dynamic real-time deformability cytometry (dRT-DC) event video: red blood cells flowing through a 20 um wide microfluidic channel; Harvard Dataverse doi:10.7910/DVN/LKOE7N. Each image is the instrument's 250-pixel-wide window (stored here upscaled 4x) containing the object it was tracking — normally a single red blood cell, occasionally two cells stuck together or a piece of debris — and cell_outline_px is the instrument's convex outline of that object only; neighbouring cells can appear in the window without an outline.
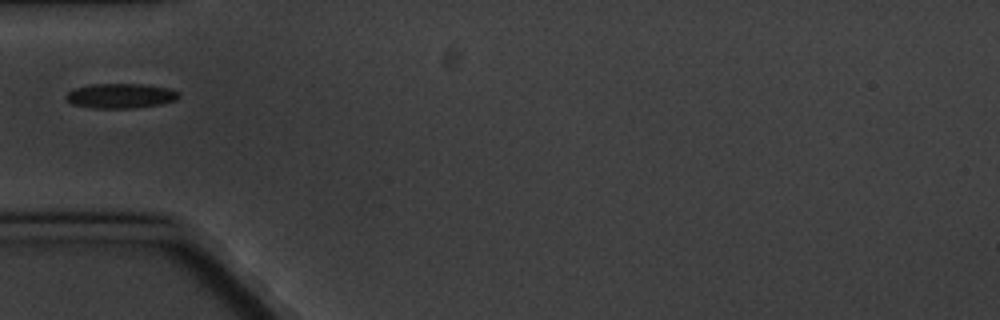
{"species": "common noctule bat (a hibernating species)", "species_latin": "Nyctalus noctula", "temperature_condition": "cold", "stored_images_in_passage": 6, "camera_frame_rate_fps": 3000, "um_per_image_px": 0.085, "animal": {"sex": "male", "body_mass_g": 20.1, "forearm_length_mm": 53.5}, "frame": {"image": 1, "passage_image": 1, "time_ms": 0.0, "image_size_px": [1000, 320], "cell_outline_px": [[180, 96], [176, 100], [160, 104], [136, 108], [92, 108], [72, 104], [64, 96], [72, 88], [92, 84], [144, 84], [172, 88], [180, 92]], "centroid_in_image_um": [10.27, 8.14], "position_along_channel_um": 74.7, "area_um2": 16.53}}
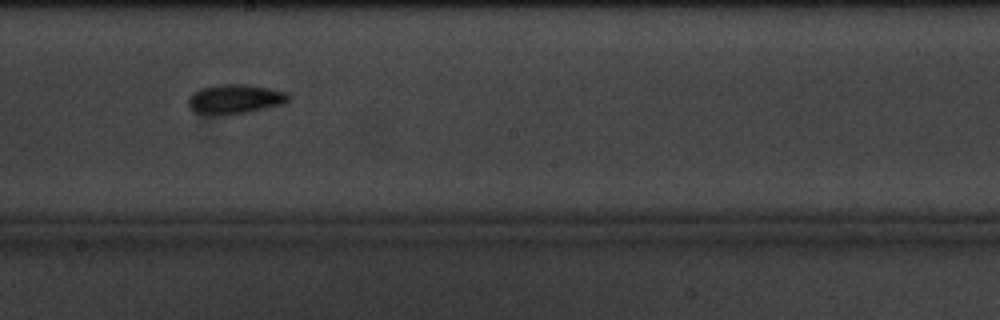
{"frame": {"image": 2, "passage_image": 5, "time_ms": 4.667, "image_size_px": [1000, 320], "cell_outline_px": [[288, 100], [284, 104], [248, 112], [196, 112], [188, 104], [188, 96], [192, 92], [200, 88], [216, 84], [244, 84], [268, 88], [288, 92]], "centroid_in_image_um": [20.0, 8.36], "position_along_channel_um": 228.2, "area_um2": 16.59}}
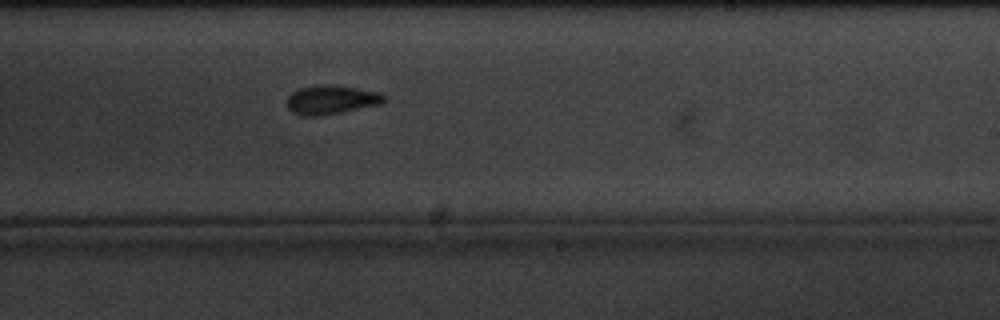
{"frame": {"image": 3, "passage_image": 6, "time_ms": 5.667, "image_size_px": [1000, 320], "cell_outline_px": [[388, 96], [380, 104], [340, 112], [316, 116], [300, 116], [292, 112], [288, 108], [288, 96], [292, 92], [300, 88], [316, 84], [324, 84], [356, 88], [380, 92]], "centroid_in_image_um": [28.14, 8.47], "position_along_channel_um": 260.9, "area_um2": 16.3}}